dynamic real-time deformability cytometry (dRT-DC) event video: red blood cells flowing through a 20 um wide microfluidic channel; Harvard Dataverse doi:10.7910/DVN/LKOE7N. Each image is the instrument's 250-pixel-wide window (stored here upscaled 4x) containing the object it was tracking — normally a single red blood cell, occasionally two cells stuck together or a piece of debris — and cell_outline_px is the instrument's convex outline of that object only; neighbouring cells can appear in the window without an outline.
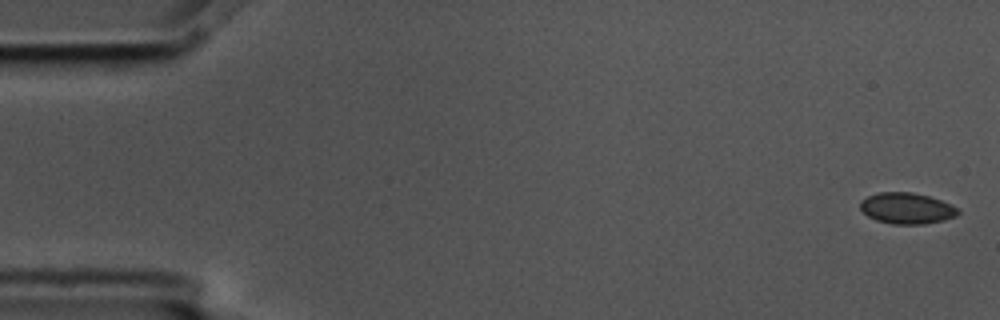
{"species": "common noctule bat (a hibernating species)", "species_latin": "Nyctalus noctula", "temperature_condition": "cold", "stored_images_in_passage": 6, "camera_frame_rate_fps": 3000, "um_per_image_px": 0.085, "animal": {"sex": "male", "body_mass_g": 17.5, "forearm_length_mm": 52.3}, "frame": {"image": 1, "passage_image": 1, "time_ms": 0.0, "image_size_px": [1000, 320], "cell_outline_px": [[960, 212], [956, 216], [944, 220], [924, 224], [892, 224], [876, 220], [868, 216], [860, 208], [860, 200], [868, 196], [880, 192], [912, 192], [928, 196], [940, 200], [956, 208]], "centroid_in_image_um": [77.05, 17.71], "position_along_channel_um": 8.0, "area_um2": 17.57}}
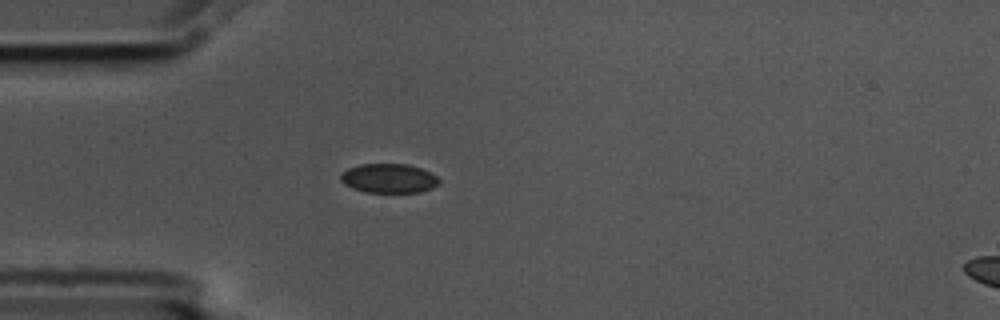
{"frame": {"image": 2, "passage_image": 5, "time_ms": 1.333, "image_size_px": [1000, 320], "cell_outline_px": [[440, 184], [432, 188], [420, 192], [364, 192], [352, 188], [344, 184], [340, 180], [340, 172], [348, 168], [360, 164], [408, 164], [420, 168], [436, 176], [440, 180]], "centroid_in_image_um": [33.02, 15.16], "position_along_channel_um": 52.0, "area_um2": 16.88}}